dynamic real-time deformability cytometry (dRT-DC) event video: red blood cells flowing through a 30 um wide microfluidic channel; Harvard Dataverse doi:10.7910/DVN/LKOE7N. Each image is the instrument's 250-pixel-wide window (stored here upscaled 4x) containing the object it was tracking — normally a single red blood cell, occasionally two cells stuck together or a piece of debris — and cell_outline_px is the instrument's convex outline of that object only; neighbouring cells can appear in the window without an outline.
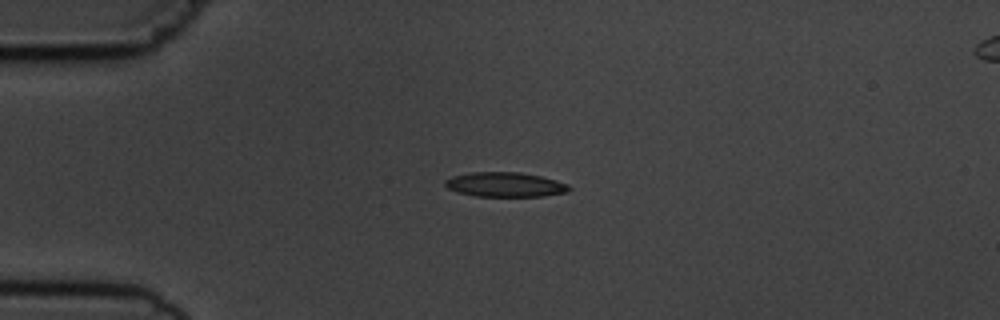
{"species": "common noctule bat (a hibernating species)", "species_latin": "Nyctalus noctula", "temperature_condition": "cold", "stored_images_in_passage": 3, "segment_of_instrument_passage": [1, 2], "camera_frame_rate_fps": 3000, "um_per_image_px": 0.085, "animal": {"sex": "male", "body_mass_g": 19.5, "forearm_length_mm": 54.6}, "frame": {"image": 1, "passage_image": 1, "time_ms": 0.0, "image_size_px": [1000, 320], "cell_outline_px": [[572, 188], [568, 192], [544, 196], [476, 196], [456, 192], [448, 188], [444, 184], [444, 180], [452, 176], [468, 172], [520, 172], [540, 176], [556, 180], [568, 184]], "centroid_in_image_um": [42.93, 15.68], "position_along_channel_um": 42.1, "area_um2": 17.92}}